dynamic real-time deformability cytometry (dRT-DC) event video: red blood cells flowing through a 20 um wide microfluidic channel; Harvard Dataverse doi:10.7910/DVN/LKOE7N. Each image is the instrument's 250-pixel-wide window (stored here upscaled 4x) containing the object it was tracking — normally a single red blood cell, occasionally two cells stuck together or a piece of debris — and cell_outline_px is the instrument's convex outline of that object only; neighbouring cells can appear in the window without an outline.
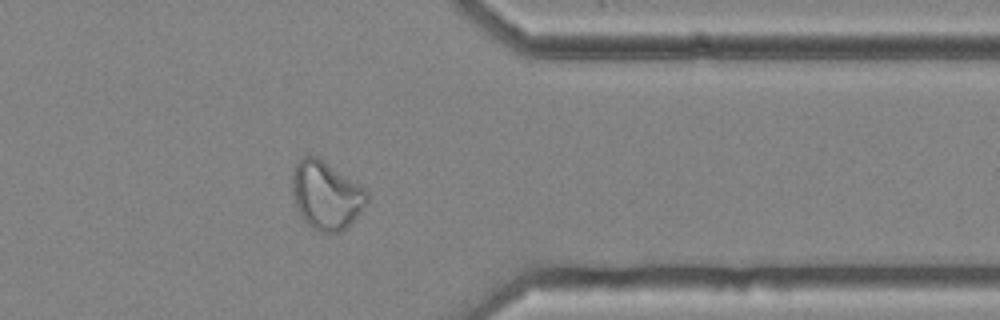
{"species": "common noctule bat (a hibernating species)", "species_latin": "Nyctalus noctula", "temperature_condition": "cold", "stored_images_in_passage": 37, "camera_frame_rate_fps": 3000, "um_per_image_px": 0.085, "animal": {"sex": "female", "body_mass_g": 25.1}, "frame": {"image": 1, "passage_image": 27, "time_ms": 8.667, "image_size_px": [1000, 320], "cell_outline_px": [[368, 200], [360, 212], [348, 228], [340, 232], [320, 232], [304, 224], [300, 216], [292, 192], [292, 172], [296, 164], [304, 156], [316, 156], [364, 188], [368, 192]], "centroid_in_image_um": [27.71, 16.64], "position_along_channel_um": 383.7, "area_um2": 29.54}}